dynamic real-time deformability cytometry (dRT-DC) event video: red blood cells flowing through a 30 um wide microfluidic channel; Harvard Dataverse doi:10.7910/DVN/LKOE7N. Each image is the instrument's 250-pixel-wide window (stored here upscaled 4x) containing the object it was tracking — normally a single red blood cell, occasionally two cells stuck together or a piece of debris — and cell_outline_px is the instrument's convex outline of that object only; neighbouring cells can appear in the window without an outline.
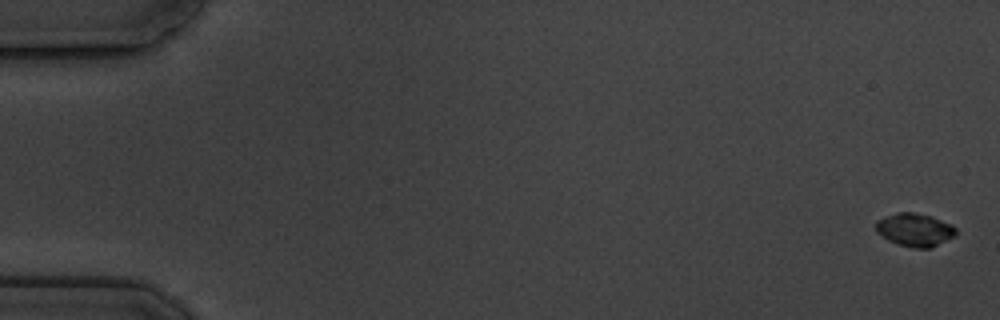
{"species": "common noctule bat (a hibernating species)", "species_latin": "Nyctalus noctula", "temperature_condition": "cold", "stored_images_in_passage": 6, "camera_frame_rate_fps": 3000, "um_per_image_px": 0.085, "animal": {"sex": "male", "body_mass_g": 19.5, "forearm_length_mm": 54.6}, "frame": {"image": 1, "passage_image": 1, "time_ms": 0.0, "image_size_px": [1000, 320], "cell_outline_px": [[956, 232], [952, 236], [932, 248], [912, 248], [888, 240], [880, 236], [876, 232], [876, 220], [884, 216], [896, 212], [912, 212], [932, 216], [952, 224], [956, 228]], "centroid_in_image_um": [77.72, 19.52], "position_along_channel_um": 7.3, "area_um2": 15.49}}